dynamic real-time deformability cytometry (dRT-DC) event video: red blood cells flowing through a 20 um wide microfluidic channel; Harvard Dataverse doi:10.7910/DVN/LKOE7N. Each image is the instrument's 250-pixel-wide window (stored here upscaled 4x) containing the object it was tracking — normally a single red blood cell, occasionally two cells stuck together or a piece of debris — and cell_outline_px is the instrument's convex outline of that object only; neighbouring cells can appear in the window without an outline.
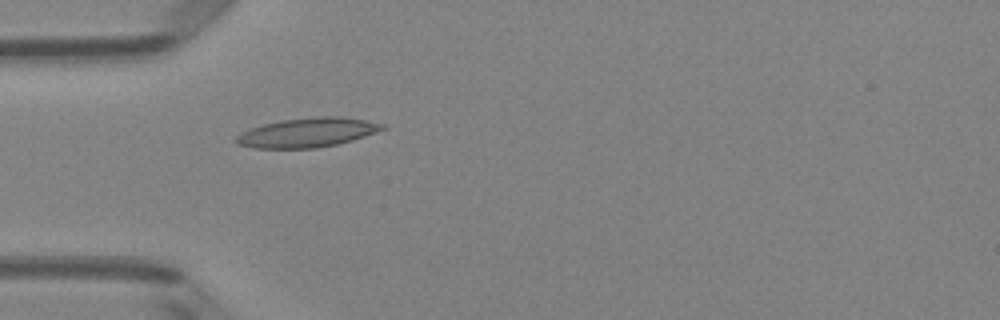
{"species": "Egyptian fruit bat (a non-hibernating species)", "species_latin": "Rousettus aegyptiacus", "temperature_condition": "room temperature", "stored_images_in_passage": 4, "camera_frame_rate_fps": 3000, "um_per_image_px": 0.085, "animal": {"sex": "female"}, "frame": {"image": 1, "passage_image": 4, "time_ms": 1.0, "image_size_px": [1000, 320], "cell_outline_px": [[388, 128], [352, 140], [336, 144], [316, 148], [256, 148], [236, 144], [232, 140], [240, 132], [264, 124], [284, 120], [320, 116], [340, 116], [364, 120], [384, 124]], "centroid_in_image_um": [26.11, 11.27], "position_along_channel_um": 58.9, "area_um2": 24.85}}